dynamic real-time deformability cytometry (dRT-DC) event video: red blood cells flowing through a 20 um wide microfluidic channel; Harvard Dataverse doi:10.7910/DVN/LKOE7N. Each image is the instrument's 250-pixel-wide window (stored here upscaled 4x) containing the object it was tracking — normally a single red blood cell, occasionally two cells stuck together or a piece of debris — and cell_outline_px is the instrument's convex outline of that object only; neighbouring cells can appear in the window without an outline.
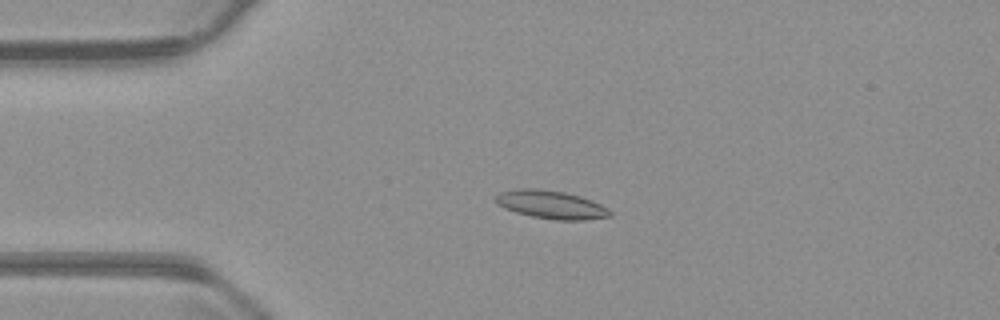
{"species": "common noctule bat (a hibernating species)", "species_latin": "Nyctalus noctula", "temperature_condition": "warm", "stored_images_in_passage": 54, "camera_frame_rate_fps": 3000, "um_per_image_px": 0.085, "animal": {"sex": "male", "body_mass_g": 23.1, "forearm_length_mm": 52.7}, "frame": {"image": 1, "passage_image": 12, "time_ms": 3.667, "image_size_px": [1000, 320], "cell_outline_px": [[612, 216], [584, 220], [556, 220], [532, 216], [516, 212], [504, 208], [496, 204], [492, 196], [500, 192], [516, 188], [536, 188], [564, 192], [580, 196], [592, 200], [608, 208], [612, 212]], "centroid_in_image_um": [46.81, 17.38], "position_along_channel_um": 38.2, "area_um2": 19.02}}
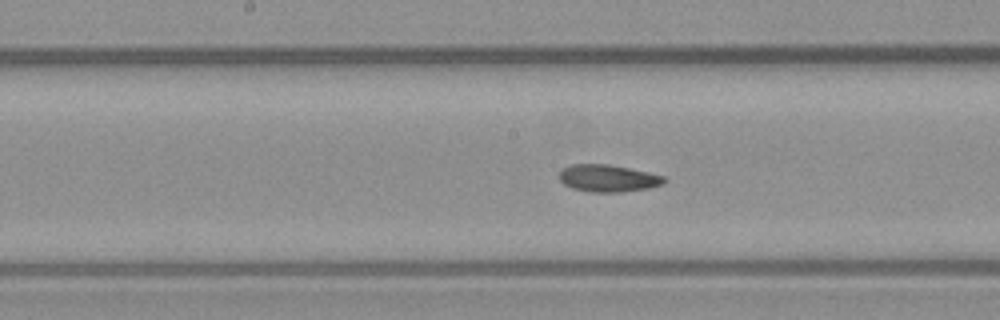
{"frame": {"image": 2, "passage_image": 27, "time_ms": 8.667, "image_size_px": [1000, 320], "cell_outline_px": [[664, 184], [648, 188], [620, 192], [592, 192], [572, 188], [564, 184], [560, 180], [560, 168], [572, 164], [608, 164], [648, 172], [664, 176]], "centroid_in_image_um": [51.65, 15.15], "position_along_channel_um": 196.5, "area_um2": 16.53}}
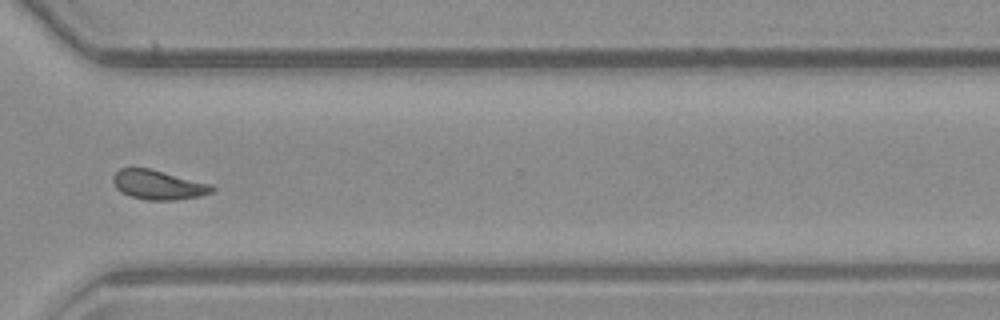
{"frame": {"image": 3, "passage_image": 40, "time_ms": 13.0, "image_size_px": [1000, 320], "cell_outline_px": [[216, 188], [212, 192], [200, 196], [176, 200], [148, 200], [132, 196], [120, 192], [116, 188], [112, 180], [112, 176], [120, 168], [148, 168], [212, 184]], "centroid_in_image_um": [13.45, 15.71], "position_along_channel_um": 357.1, "area_um2": 16.94}, "authors_computed_cell_mechanics": {"area_um2": 16.9643, "velocity_mm_per_s": 3.7227, "shape_relaxation_time_tau1_ms": null, "shape_relaxation_time_tau2_ms": 3.4707, "deformation_change_tau1": null, "deformation_change_tau2": 0.0868}}